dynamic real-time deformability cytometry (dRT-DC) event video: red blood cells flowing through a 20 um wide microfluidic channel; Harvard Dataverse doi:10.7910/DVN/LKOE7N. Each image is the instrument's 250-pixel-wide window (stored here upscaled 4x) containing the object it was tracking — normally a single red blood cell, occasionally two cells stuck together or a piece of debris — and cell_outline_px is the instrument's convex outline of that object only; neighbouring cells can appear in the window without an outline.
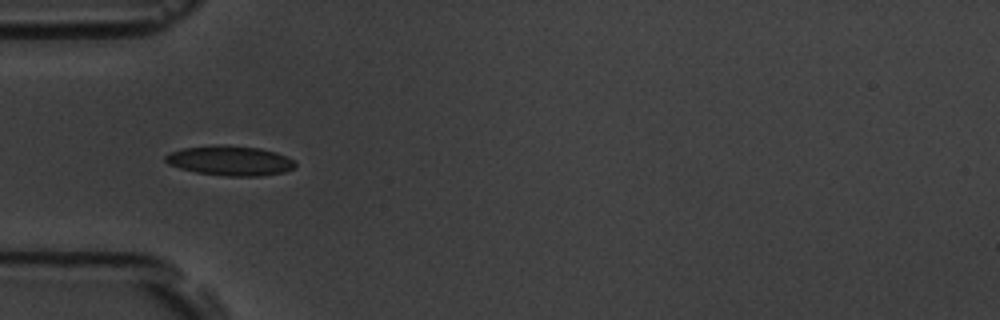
{"species": "common noctule bat (a hibernating species)", "species_latin": "Nyctalus noctula", "temperature_condition": "room temperature", "stored_images_in_passage": 7, "camera_frame_rate_fps": 3000, "um_per_image_px": 0.085, "animal": {"sex": "male", "body_mass_g": 19.5, "forearm_length_mm": 54.6}, "frame": {"image": 1, "passage_image": 5, "time_ms": 1.333, "image_size_px": [1000, 320], "cell_outline_px": [[296, 164], [292, 168], [284, 172], [260, 176], [224, 176], [196, 172], [180, 168], [168, 164], [164, 160], [164, 156], [168, 152], [184, 148], [216, 144], [224, 144], [260, 148], [276, 152], [292, 160]], "centroid_in_image_um": [19.5, 13.64], "position_along_channel_um": 65.5, "area_um2": 22.6}}
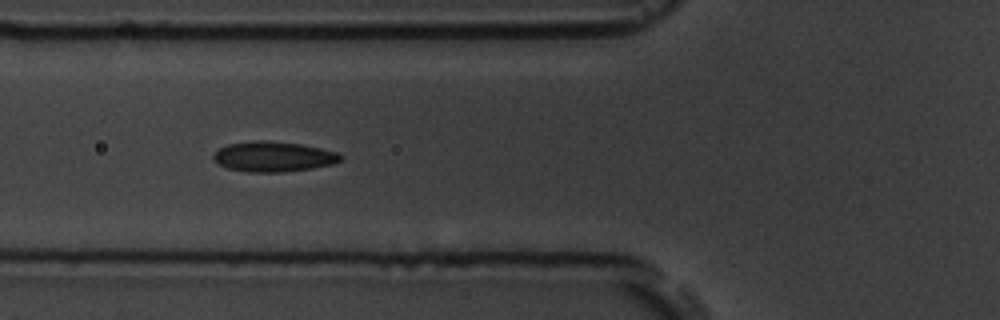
{"frame": {"image": 2, "passage_image": 6, "time_ms": 1.667, "image_size_px": [1000, 320], "cell_outline_px": [[344, 156], [340, 160], [332, 164], [312, 168], [280, 172], [248, 172], [228, 168], [212, 160], [212, 156], [220, 148], [228, 144], [256, 140], [260, 140], [300, 144], [320, 148], [336, 152]], "centroid_in_image_um": [23.22, 13.31], "position_along_channel_um": 102.6, "area_um2": 22.14}}
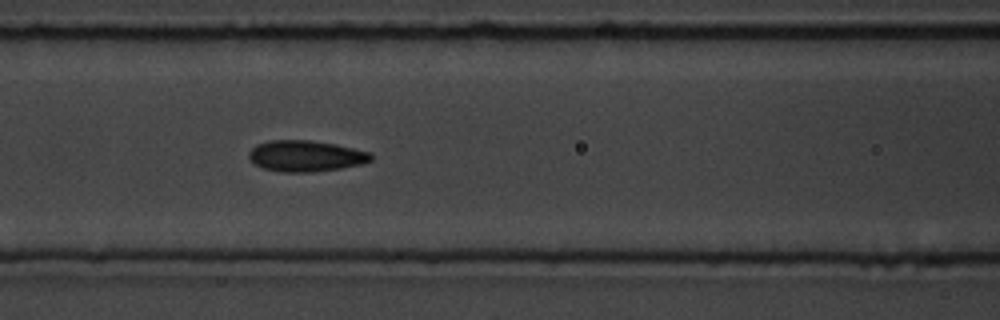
{"frame": {"image": 3, "passage_image": 7, "time_ms": 2.0, "image_size_px": [1000, 320], "cell_outline_px": [[372, 160], [360, 164], [340, 168], [312, 172], [280, 172], [264, 168], [256, 164], [248, 156], [248, 152], [256, 144], [268, 140], [308, 140], [336, 144], [368, 152], [372, 156]], "centroid_in_image_um": [25.95, 13.25], "position_along_channel_um": 140.6, "area_um2": 21.96}}